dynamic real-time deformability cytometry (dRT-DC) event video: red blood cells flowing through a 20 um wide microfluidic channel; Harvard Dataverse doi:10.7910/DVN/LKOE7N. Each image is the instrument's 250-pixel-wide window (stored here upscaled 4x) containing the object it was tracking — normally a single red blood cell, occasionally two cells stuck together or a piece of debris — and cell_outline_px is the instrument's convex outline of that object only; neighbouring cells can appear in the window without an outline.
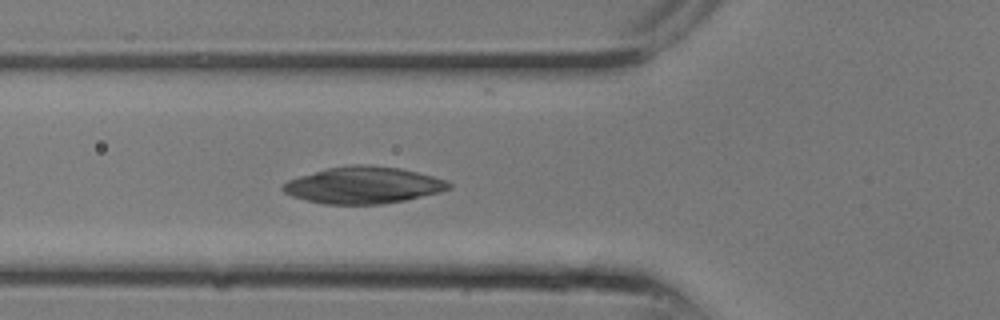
{"species": "common noctule bat (a hibernating species)", "species_latin": "Nyctalus noctula", "temperature_condition": "room temperature", "stored_images_in_passage": 9, "camera_frame_rate_fps": 3000, "um_per_image_px": 0.085, "animal": {"sex": "male", "body_mass_g": 13.3}, "frame": {"image": 1, "passage_image": 9, "time_ms": 2.667, "image_size_px": [1000, 320], "cell_outline_px": [[452, 188], [440, 192], [404, 200], [380, 204], [324, 204], [304, 200], [292, 196], [284, 192], [280, 188], [288, 180], [300, 176], [328, 168], [352, 164], [368, 164], [400, 168], [432, 176], [444, 180], [452, 184]], "centroid_in_image_um": [30.87, 15.74], "position_along_channel_um": 94.9, "area_um2": 35.37}}